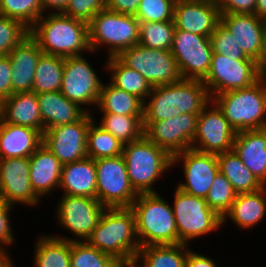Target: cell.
<instances>
[{
    "mask_svg": "<svg viewBox=\"0 0 266 267\" xmlns=\"http://www.w3.org/2000/svg\"><path fill=\"white\" fill-rule=\"evenodd\" d=\"M9 255H1L0 254V267H15L12 258Z\"/></svg>",
    "mask_w": 266,
    "mask_h": 267,
    "instance_id": "54",
    "label": "cell"
},
{
    "mask_svg": "<svg viewBox=\"0 0 266 267\" xmlns=\"http://www.w3.org/2000/svg\"><path fill=\"white\" fill-rule=\"evenodd\" d=\"M64 236H40L34 248V267H70L71 241Z\"/></svg>",
    "mask_w": 266,
    "mask_h": 267,
    "instance_id": "30",
    "label": "cell"
},
{
    "mask_svg": "<svg viewBox=\"0 0 266 267\" xmlns=\"http://www.w3.org/2000/svg\"><path fill=\"white\" fill-rule=\"evenodd\" d=\"M257 63L261 76L266 77V29L264 32L262 52Z\"/></svg>",
    "mask_w": 266,
    "mask_h": 267,
    "instance_id": "52",
    "label": "cell"
},
{
    "mask_svg": "<svg viewBox=\"0 0 266 267\" xmlns=\"http://www.w3.org/2000/svg\"><path fill=\"white\" fill-rule=\"evenodd\" d=\"M261 77L255 60H234L213 53L210 71L203 83L212 99L220 93L247 88Z\"/></svg>",
    "mask_w": 266,
    "mask_h": 267,
    "instance_id": "11",
    "label": "cell"
},
{
    "mask_svg": "<svg viewBox=\"0 0 266 267\" xmlns=\"http://www.w3.org/2000/svg\"><path fill=\"white\" fill-rule=\"evenodd\" d=\"M123 144L111 133L104 130L94 119L87 134V155L96 160L99 158L122 155Z\"/></svg>",
    "mask_w": 266,
    "mask_h": 267,
    "instance_id": "37",
    "label": "cell"
},
{
    "mask_svg": "<svg viewBox=\"0 0 266 267\" xmlns=\"http://www.w3.org/2000/svg\"><path fill=\"white\" fill-rule=\"evenodd\" d=\"M42 142L39 130L0 119V158L30 157Z\"/></svg>",
    "mask_w": 266,
    "mask_h": 267,
    "instance_id": "25",
    "label": "cell"
},
{
    "mask_svg": "<svg viewBox=\"0 0 266 267\" xmlns=\"http://www.w3.org/2000/svg\"><path fill=\"white\" fill-rule=\"evenodd\" d=\"M69 1L70 0H40L43 12L49 9V13L50 11H53V13L63 12Z\"/></svg>",
    "mask_w": 266,
    "mask_h": 267,
    "instance_id": "51",
    "label": "cell"
},
{
    "mask_svg": "<svg viewBox=\"0 0 266 267\" xmlns=\"http://www.w3.org/2000/svg\"><path fill=\"white\" fill-rule=\"evenodd\" d=\"M43 14L40 0H0V16L17 19L29 29Z\"/></svg>",
    "mask_w": 266,
    "mask_h": 267,
    "instance_id": "40",
    "label": "cell"
},
{
    "mask_svg": "<svg viewBox=\"0 0 266 267\" xmlns=\"http://www.w3.org/2000/svg\"><path fill=\"white\" fill-rule=\"evenodd\" d=\"M106 8V0H70L64 15L88 23L98 12Z\"/></svg>",
    "mask_w": 266,
    "mask_h": 267,
    "instance_id": "45",
    "label": "cell"
},
{
    "mask_svg": "<svg viewBox=\"0 0 266 267\" xmlns=\"http://www.w3.org/2000/svg\"><path fill=\"white\" fill-rule=\"evenodd\" d=\"M130 208L135 215L140 247L178 244V230L172 206L160 194H138Z\"/></svg>",
    "mask_w": 266,
    "mask_h": 267,
    "instance_id": "4",
    "label": "cell"
},
{
    "mask_svg": "<svg viewBox=\"0 0 266 267\" xmlns=\"http://www.w3.org/2000/svg\"><path fill=\"white\" fill-rule=\"evenodd\" d=\"M0 119H1V102H0Z\"/></svg>",
    "mask_w": 266,
    "mask_h": 267,
    "instance_id": "57",
    "label": "cell"
},
{
    "mask_svg": "<svg viewBox=\"0 0 266 267\" xmlns=\"http://www.w3.org/2000/svg\"><path fill=\"white\" fill-rule=\"evenodd\" d=\"M83 55L65 58L60 92L80 107L98 105L102 82Z\"/></svg>",
    "mask_w": 266,
    "mask_h": 267,
    "instance_id": "13",
    "label": "cell"
},
{
    "mask_svg": "<svg viewBox=\"0 0 266 267\" xmlns=\"http://www.w3.org/2000/svg\"><path fill=\"white\" fill-rule=\"evenodd\" d=\"M101 114L103 115L98 125L114 135L123 145L137 141L144 136L143 116Z\"/></svg>",
    "mask_w": 266,
    "mask_h": 267,
    "instance_id": "36",
    "label": "cell"
},
{
    "mask_svg": "<svg viewBox=\"0 0 266 267\" xmlns=\"http://www.w3.org/2000/svg\"><path fill=\"white\" fill-rule=\"evenodd\" d=\"M122 155L133 189L138 193H156L153 184L172 168V156L145 135L123 145Z\"/></svg>",
    "mask_w": 266,
    "mask_h": 267,
    "instance_id": "6",
    "label": "cell"
},
{
    "mask_svg": "<svg viewBox=\"0 0 266 267\" xmlns=\"http://www.w3.org/2000/svg\"><path fill=\"white\" fill-rule=\"evenodd\" d=\"M257 0H220V13L255 14Z\"/></svg>",
    "mask_w": 266,
    "mask_h": 267,
    "instance_id": "47",
    "label": "cell"
},
{
    "mask_svg": "<svg viewBox=\"0 0 266 267\" xmlns=\"http://www.w3.org/2000/svg\"><path fill=\"white\" fill-rule=\"evenodd\" d=\"M42 54L39 44L30 35L8 53L12 94L32 91L36 66Z\"/></svg>",
    "mask_w": 266,
    "mask_h": 267,
    "instance_id": "22",
    "label": "cell"
},
{
    "mask_svg": "<svg viewBox=\"0 0 266 267\" xmlns=\"http://www.w3.org/2000/svg\"><path fill=\"white\" fill-rule=\"evenodd\" d=\"M174 197L172 209L178 230V244L189 245L192 239L224 226L222 217L208 206L204 198L189 195L178 188Z\"/></svg>",
    "mask_w": 266,
    "mask_h": 267,
    "instance_id": "8",
    "label": "cell"
},
{
    "mask_svg": "<svg viewBox=\"0 0 266 267\" xmlns=\"http://www.w3.org/2000/svg\"><path fill=\"white\" fill-rule=\"evenodd\" d=\"M65 58L42 54L38 60L32 91L36 94L60 91Z\"/></svg>",
    "mask_w": 266,
    "mask_h": 267,
    "instance_id": "35",
    "label": "cell"
},
{
    "mask_svg": "<svg viewBox=\"0 0 266 267\" xmlns=\"http://www.w3.org/2000/svg\"><path fill=\"white\" fill-rule=\"evenodd\" d=\"M70 267H122V263L86 241L75 240L71 241Z\"/></svg>",
    "mask_w": 266,
    "mask_h": 267,
    "instance_id": "39",
    "label": "cell"
},
{
    "mask_svg": "<svg viewBox=\"0 0 266 267\" xmlns=\"http://www.w3.org/2000/svg\"><path fill=\"white\" fill-rule=\"evenodd\" d=\"M86 242L125 264L135 260L140 244L130 207L106 208Z\"/></svg>",
    "mask_w": 266,
    "mask_h": 267,
    "instance_id": "3",
    "label": "cell"
},
{
    "mask_svg": "<svg viewBox=\"0 0 266 267\" xmlns=\"http://www.w3.org/2000/svg\"><path fill=\"white\" fill-rule=\"evenodd\" d=\"M218 3L207 0H176L173 21L175 28L211 37L220 23Z\"/></svg>",
    "mask_w": 266,
    "mask_h": 267,
    "instance_id": "20",
    "label": "cell"
},
{
    "mask_svg": "<svg viewBox=\"0 0 266 267\" xmlns=\"http://www.w3.org/2000/svg\"><path fill=\"white\" fill-rule=\"evenodd\" d=\"M199 114H180L172 118L151 122L144 135L172 157L191 148L197 131Z\"/></svg>",
    "mask_w": 266,
    "mask_h": 267,
    "instance_id": "18",
    "label": "cell"
},
{
    "mask_svg": "<svg viewBox=\"0 0 266 267\" xmlns=\"http://www.w3.org/2000/svg\"><path fill=\"white\" fill-rule=\"evenodd\" d=\"M186 267H217L216 262L210 257L189 250L187 254Z\"/></svg>",
    "mask_w": 266,
    "mask_h": 267,
    "instance_id": "50",
    "label": "cell"
},
{
    "mask_svg": "<svg viewBox=\"0 0 266 267\" xmlns=\"http://www.w3.org/2000/svg\"><path fill=\"white\" fill-rule=\"evenodd\" d=\"M220 14V22L234 36L243 53L258 62L263 47L266 20L255 14Z\"/></svg>",
    "mask_w": 266,
    "mask_h": 267,
    "instance_id": "21",
    "label": "cell"
},
{
    "mask_svg": "<svg viewBox=\"0 0 266 267\" xmlns=\"http://www.w3.org/2000/svg\"><path fill=\"white\" fill-rule=\"evenodd\" d=\"M144 103L137 97L114 86L111 82L101 86L97 109L100 113L143 116Z\"/></svg>",
    "mask_w": 266,
    "mask_h": 267,
    "instance_id": "33",
    "label": "cell"
},
{
    "mask_svg": "<svg viewBox=\"0 0 266 267\" xmlns=\"http://www.w3.org/2000/svg\"><path fill=\"white\" fill-rule=\"evenodd\" d=\"M174 21L164 22H139V44L158 50L171 51L175 33Z\"/></svg>",
    "mask_w": 266,
    "mask_h": 267,
    "instance_id": "38",
    "label": "cell"
},
{
    "mask_svg": "<svg viewBox=\"0 0 266 267\" xmlns=\"http://www.w3.org/2000/svg\"><path fill=\"white\" fill-rule=\"evenodd\" d=\"M30 182L35 194L41 198L58 189L63 165L43 144L29 157Z\"/></svg>",
    "mask_w": 266,
    "mask_h": 267,
    "instance_id": "24",
    "label": "cell"
},
{
    "mask_svg": "<svg viewBox=\"0 0 266 267\" xmlns=\"http://www.w3.org/2000/svg\"><path fill=\"white\" fill-rule=\"evenodd\" d=\"M183 165L185 182L177 186L181 191L200 198H206L209 189L219 172L217 154L204 153L192 148L172 157V166Z\"/></svg>",
    "mask_w": 266,
    "mask_h": 267,
    "instance_id": "17",
    "label": "cell"
},
{
    "mask_svg": "<svg viewBox=\"0 0 266 267\" xmlns=\"http://www.w3.org/2000/svg\"><path fill=\"white\" fill-rule=\"evenodd\" d=\"M182 79L204 80L213 54L210 37L176 29L171 48Z\"/></svg>",
    "mask_w": 266,
    "mask_h": 267,
    "instance_id": "12",
    "label": "cell"
},
{
    "mask_svg": "<svg viewBox=\"0 0 266 267\" xmlns=\"http://www.w3.org/2000/svg\"><path fill=\"white\" fill-rule=\"evenodd\" d=\"M139 20L104 9L88 22V41L91 52L100 46L108 47L109 57L118 56L123 50L139 44Z\"/></svg>",
    "mask_w": 266,
    "mask_h": 267,
    "instance_id": "7",
    "label": "cell"
},
{
    "mask_svg": "<svg viewBox=\"0 0 266 267\" xmlns=\"http://www.w3.org/2000/svg\"><path fill=\"white\" fill-rule=\"evenodd\" d=\"M188 246L183 243L143 246L135 261L141 267H186Z\"/></svg>",
    "mask_w": 266,
    "mask_h": 267,
    "instance_id": "32",
    "label": "cell"
},
{
    "mask_svg": "<svg viewBox=\"0 0 266 267\" xmlns=\"http://www.w3.org/2000/svg\"><path fill=\"white\" fill-rule=\"evenodd\" d=\"M260 183L266 185V128L236 133L233 149Z\"/></svg>",
    "mask_w": 266,
    "mask_h": 267,
    "instance_id": "23",
    "label": "cell"
},
{
    "mask_svg": "<svg viewBox=\"0 0 266 267\" xmlns=\"http://www.w3.org/2000/svg\"><path fill=\"white\" fill-rule=\"evenodd\" d=\"M29 35L30 29L21 21L0 16V56L8 55Z\"/></svg>",
    "mask_w": 266,
    "mask_h": 267,
    "instance_id": "42",
    "label": "cell"
},
{
    "mask_svg": "<svg viewBox=\"0 0 266 267\" xmlns=\"http://www.w3.org/2000/svg\"><path fill=\"white\" fill-rule=\"evenodd\" d=\"M12 68L8 55L0 56V102L12 95Z\"/></svg>",
    "mask_w": 266,
    "mask_h": 267,
    "instance_id": "48",
    "label": "cell"
},
{
    "mask_svg": "<svg viewBox=\"0 0 266 267\" xmlns=\"http://www.w3.org/2000/svg\"><path fill=\"white\" fill-rule=\"evenodd\" d=\"M265 215L266 186L255 192L237 194L232 206L222 217V224L227 223L229 218L238 227L249 230L261 222Z\"/></svg>",
    "mask_w": 266,
    "mask_h": 267,
    "instance_id": "29",
    "label": "cell"
},
{
    "mask_svg": "<svg viewBox=\"0 0 266 267\" xmlns=\"http://www.w3.org/2000/svg\"><path fill=\"white\" fill-rule=\"evenodd\" d=\"M1 119L13 125L39 130L43 134V122L37 94L33 91L14 93L1 102Z\"/></svg>",
    "mask_w": 266,
    "mask_h": 267,
    "instance_id": "26",
    "label": "cell"
},
{
    "mask_svg": "<svg viewBox=\"0 0 266 267\" xmlns=\"http://www.w3.org/2000/svg\"><path fill=\"white\" fill-rule=\"evenodd\" d=\"M117 57L127 67L139 72L152 87L177 83L182 79L169 50L151 49L138 44L123 50Z\"/></svg>",
    "mask_w": 266,
    "mask_h": 267,
    "instance_id": "10",
    "label": "cell"
},
{
    "mask_svg": "<svg viewBox=\"0 0 266 267\" xmlns=\"http://www.w3.org/2000/svg\"><path fill=\"white\" fill-rule=\"evenodd\" d=\"M106 62V69L111 75L110 82L129 94L137 96L144 103L152 90L147 80L136 70L127 67L117 56L108 57Z\"/></svg>",
    "mask_w": 266,
    "mask_h": 267,
    "instance_id": "34",
    "label": "cell"
},
{
    "mask_svg": "<svg viewBox=\"0 0 266 267\" xmlns=\"http://www.w3.org/2000/svg\"><path fill=\"white\" fill-rule=\"evenodd\" d=\"M29 157L0 158V197L8 204L37 206L40 198L30 182Z\"/></svg>",
    "mask_w": 266,
    "mask_h": 267,
    "instance_id": "19",
    "label": "cell"
},
{
    "mask_svg": "<svg viewBox=\"0 0 266 267\" xmlns=\"http://www.w3.org/2000/svg\"><path fill=\"white\" fill-rule=\"evenodd\" d=\"M122 267H141L135 260L122 264Z\"/></svg>",
    "mask_w": 266,
    "mask_h": 267,
    "instance_id": "55",
    "label": "cell"
},
{
    "mask_svg": "<svg viewBox=\"0 0 266 267\" xmlns=\"http://www.w3.org/2000/svg\"><path fill=\"white\" fill-rule=\"evenodd\" d=\"M211 100L202 80L181 79L177 83L152 87L144 102L143 127L180 114H200Z\"/></svg>",
    "mask_w": 266,
    "mask_h": 267,
    "instance_id": "1",
    "label": "cell"
},
{
    "mask_svg": "<svg viewBox=\"0 0 266 267\" xmlns=\"http://www.w3.org/2000/svg\"><path fill=\"white\" fill-rule=\"evenodd\" d=\"M37 100L43 122V132L58 125L74 123L89 110L68 100L60 91L39 93Z\"/></svg>",
    "mask_w": 266,
    "mask_h": 267,
    "instance_id": "28",
    "label": "cell"
},
{
    "mask_svg": "<svg viewBox=\"0 0 266 267\" xmlns=\"http://www.w3.org/2000/svg\"><path fill=\"white\" fill-rule=\"evenodd\" d=\"M59 188L66 195L96 198L97 177L95 160L86 157L64 164Z\"/></svg>",
    "mask_w": 266,
    "mask_h": 267,
    "instance_id": "27",
    "label": "cell"
},
{
    "mask_svg": "<svg viewBox=\"0 0 266 267\" xmlns=\"http://www.w3.org/2000/svg\"><path fill=\"white\" fill-rule=\"evenodd\" d=\"M94 120L91 113H86L80 120L58 125L43 132V142L64 165L88 157L87 134L90 123Z\"/></svg>",
    "mask_w": 266,
    "mask_h": 267,
    "instance_id": "14",
    "label": "cell"
},
{
    "mask_svg": "<svg viewBox=\"0 0 266 267\" xmlns=\"http://www.w3.org/2000/svg\"><path fill=\"white\" fill-rule=\"evenodd\" d=\"M14 206L6 203L0 197V254L8 255L9 252L6 250V246L14 243V232L12 231L10 223V211ZM13 232V233H12ZM4 246V247H3Z\"/></svg>",
    "mask_w": 266,
    "mask_h": 267,
    "instance_id": "46",
    "label": "cell"
},
{
    "mask_svg": "<svg viewBox=\"0 0 266 267\" xmlns=\"http://www.w3.org/2000/svg\"><path fill=\"white\" fill-rule=\"evenodd\" d=\"M236 133L223 112L211 100L198 115L197 131L191 148L212 154L229 152L233 149Z\"/></svg>",
    "mask_w": 266,
    "mask_h": 267,
    "instance_id": "15",
    "label": "cell"
},
{
    "mask_svg": "<svg viewBox=\"0 0 266 267\" xmlns=\"http://www.w3.org/2000/svg\"><path fill=\"white\" fill-rule=\"evenodd\" d=\"M255 15L266 20V0L256 1Z\"/></svg>",
    "mask_w": 266,
    "mask_h": 267,
    "instance_id": "53",
    "label": "cell"
},
{
    "mask_svg": "<svg viewBox=\"0 0 266 267\" xmlns=\"http://www.w3.org/2000/svg\"><path fill=\"white\" fill-rule=\"evenodd\" d=\"M213 53L224 55L230 59L254 60L248 58L237 44L234 36L220 22L211 34Z\"/></svg>",
    "mask_w": 266,
    "mask_h": 267,
    "instance_id": "43",
    "label": "cell"
},
{
    "mask_svg": "<svg viewBox=\"0 0 266 267\" xmlns=\"http://www.w3.org/2000/svg\"><path fill=\"white\" fill-rule=\"evenodd\" d=\"M236 196L237 193L231 183L219 171L212 182L205 200L211 209L223 217L232 206Z\"/></svg>",
    "mask_w": 266,
    "mask_h": 267,
    "instance_id": "41",
    "label": "cell"
},
{
    "mask_svg": "<svg viewBox=\"0 0 266 267\" xmlns=\"http://www.w3.org/2000/svg\"><path fill=\"white\" fill-rule=\"evenodd\" d=\"M176 0H141L135 17L139 21L164 22L173 20Z\"/></svg>",
    "mask_w": 266,
    "mask_h": 267,
    "instance_id": "44",
    "label": "cell"
},
{
    "mask_svg": "<svg viewBox=\"0 0 266 267\" xmlns=\"http://www.w3.org/2000/svg\"><path fill=\"white\" fill-rule=\"evenodd\" d=\"M141 0H106V9L135 16Z\"/></svg>",
    "mask_w": 266,
    "mask_h": 267,
    "instance_id": "49",
    "label": "cell"
},
{
    "mask_svg": "<svg viewBox=\"0 0 266 267\" xmlns=\"http://www.w3.org/2000/svg\"><path fill=\"white\" fill-rule=\"evenodd\" d=\"M96 198L106 208L131 207L138 193L133 189L123 155L95 160Z\"/></svg>",
    "mask_w": 266,
    "mask_h": 267,
    "instance_id": "9",
    "label": "cell"
},
{
    "mask_svg": "<svg viewBox=\"0 0 266 267\" xmlns=\"http://www.w3.org/2000/svg\"><path fill=\"white\" fill-rule=\"evenodd\" d=\"M30 36L44 54L63 58L91 52L88 41V23L71 18L62 12L42 15L30 28Z\"/></svg>",
    "mask_w": 266,
    "mask_h": 267,
    "instance_id": "2",
    "label": "cell"
},
{
    "mask_svg": "<svg viewBox=\"0 0 266 267\" xmlns=\"http://www.w3.org/2000/svg\"><path fill=\"white\" fill-rule=\"evenodd\" d=\"M217 159L219 171L237 194L255 192L264 187L233 150L217 154Z\"/></svg>",
    "mask_w": 266,
    "mask_h": 267,
    "instance_id": "31",
    "label": "cell"
},
{
    "mask_svg": "<svg viewBox=\"0 0 266 267\" xmlns=\"http://www.w3.org/2000/svg\"><path fill=\"white\" fill-rule=\"evenodd\" d=\"M212 101L236 132L266 128V77L247 88L215 95Z\"/></svg>",
    "mask_w": 266,
    "mask_h": 267,
    "instance_id": "5",
    "label": "cell"
},
{
    "mask_svg": "<svg viewBox=\"0 0 266 267\" xmlns=\"http://www.w3.org/2000/svg\"><path fill=\"white\" fill-rule=\"evenodd\" d=\"M105 209L97 198L63 194L57 205L56 217L58 224L76 236L78 241H86Z\"/></svg>",
    "mask_w": 266,
    "mask_h": 267,
    "instance_id": "16",
    "label": "cell"
},
{
    "mask_svg": "<svg viewBox=\"0 0 266 267\" xmlns=\"http://www.w3.org/2000/svg\"><path fill=\"white\" fill-rule=\"evenodd\" d=\"M207 1H212V2H215V3H219L220 0H207Z\"/></svg>",
    "mask_w": 266,
    "mask_h": 267,
    "instance_id": "56",
    "label": "cell"
}]
</instances>
